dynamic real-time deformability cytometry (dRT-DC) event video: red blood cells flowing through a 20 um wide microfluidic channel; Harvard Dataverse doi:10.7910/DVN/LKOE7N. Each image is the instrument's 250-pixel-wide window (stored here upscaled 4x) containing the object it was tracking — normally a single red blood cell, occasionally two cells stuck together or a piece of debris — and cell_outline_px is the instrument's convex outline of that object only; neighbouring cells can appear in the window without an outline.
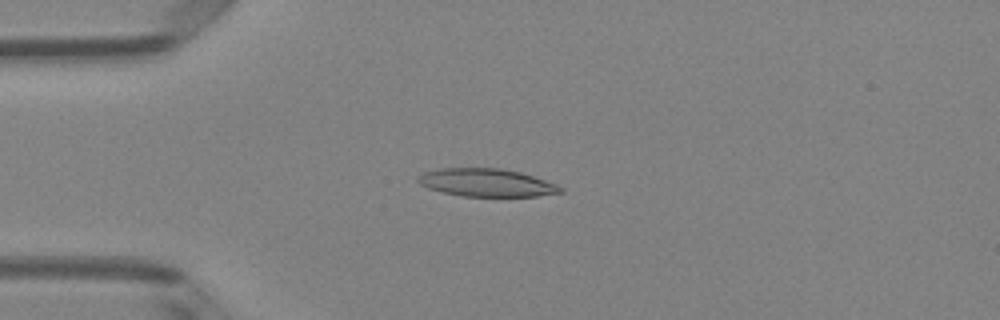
{"species": "Egyptian fruit bat (a non-hibernating species)", "species_latin": "Rousettus aegyptiacus", "temperature_condition": "room temperature", "stored_images_in_passage": 5, "camera_frame_rate_fps": 3000, "um_per_image_px": 0.085, "animal": {"sex": "female"}, "frame": {"image": 1, "passage_image": 4, "time_ms": 1.0, "image_size_px": [1000, 320], "cell_outline_px": [[564, 192], [536, 196], [460, 196], [428, 188], [420, 184], [416, 180], [416, 176], [424, 172], [440, 168], [500, 168], [520, 172], [556, 184], [564, 188]], "centroid_in_image_um": [41.33, 15.52], "position_along_channel_um": 43.7, "area_um2": 23.12}}
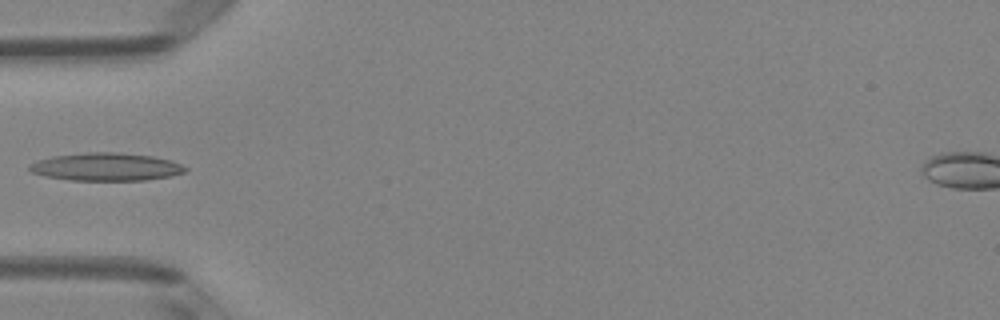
{"frame": {"image": 2, "passage_image": 5, "time_ms": 1.333, "image_size_px": [1000, 320], "cell_outline_px": [[188, 168], [184, 172], [172, 176], [144, 180], [72, 180], [44, 176], [32, 172], [28, 168], [28, 164], [36, 160], [52, 156], [84, 152], [116, 152], [152, 156], [172, 160]], "centroid_in_image_um": [8.99, 14.17], "position_along_channel_um": 76.0, "area_um2": 25.43}}